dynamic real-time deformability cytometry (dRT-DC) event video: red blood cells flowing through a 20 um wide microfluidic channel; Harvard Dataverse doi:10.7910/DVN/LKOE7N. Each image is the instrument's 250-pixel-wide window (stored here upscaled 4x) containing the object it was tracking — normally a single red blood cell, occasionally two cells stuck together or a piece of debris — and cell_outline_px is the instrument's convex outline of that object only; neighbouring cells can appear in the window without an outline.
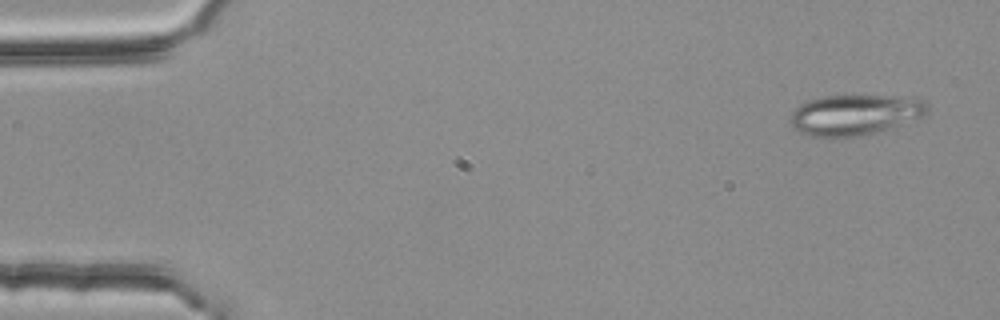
{"species": "common noctule bat (a hibernating species)", "species_latin": "Nyctalus noctula", "temperature_condition": "room temperature", "stored_images_in_passage": 54, "camera_frame_rate_fps": 3000, "um_per_image_px": 0.085, "animal": {"sex": "female", "body_mass_g": 25.1}, "frame": {"image": 1, "passage_image": 3, "time_ms": 0.667, "image_size_px": [1000, 320], "cell_outline_px": [[928, 112], [924, 116], [900, 124], [860, 136], [808, 136], [792, 128], [788, 120], [792, 112], [800, 104], [808, 100], [824, 96], [916, 96], [924, 100], [928, 104]], "centroid_in_image_um": [72.66, 9.73], "position_along_channel_um": 12.3, "area_um2": 32.37}}
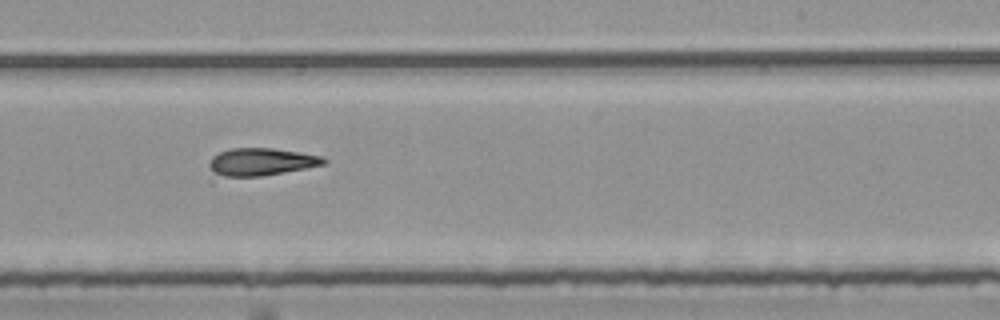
{"frame": {"image": 2, "passage_image": 33, "time_ms": 10.667, "image_size_px": [1000, 320], "cell_outline_px": [[328, 160], [324, 164], [284, 172], [260, 176], [224, 176], [216, 172], [208, 164], [212, 156], [220, 152], [232, 148], [272, 148], [300, 152], [324, 156]], "centroid_in_image_um": [22.25, 13.73], "position_along_channel_um": 266.7, "area_um2": 18.03}}
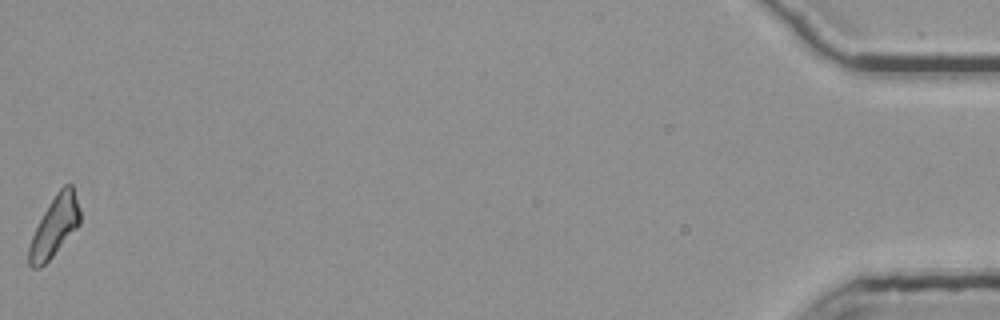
{"frame": {"image": 3, "passage_image": 54, "time_ms": 17.667, "image_size_px": [1000, 320], "cell_outline_px": [[80, 224], [52, 256], [40, 268], [32, 268], [28, 264], [28, 248], [32, 236], [44, 212], [56, 192], [64, 184], [72, 184], [80, 208]], "centroid_in_image_um": [4.64, 19.24], "position_along_channel_um": 430.6, "area_um2": 17.69}, "authors_computed_cell_mechanics": {"area_um2": 18.5249, "velocity_mm_per_s": 3.7855, "shape_relaxation_time_tau1_ms": null, "shape_relaxation_time_tau2_ms": 6.0116, "deformation_change_tau1": null, "deformation_change_tau2": 0.1616}}